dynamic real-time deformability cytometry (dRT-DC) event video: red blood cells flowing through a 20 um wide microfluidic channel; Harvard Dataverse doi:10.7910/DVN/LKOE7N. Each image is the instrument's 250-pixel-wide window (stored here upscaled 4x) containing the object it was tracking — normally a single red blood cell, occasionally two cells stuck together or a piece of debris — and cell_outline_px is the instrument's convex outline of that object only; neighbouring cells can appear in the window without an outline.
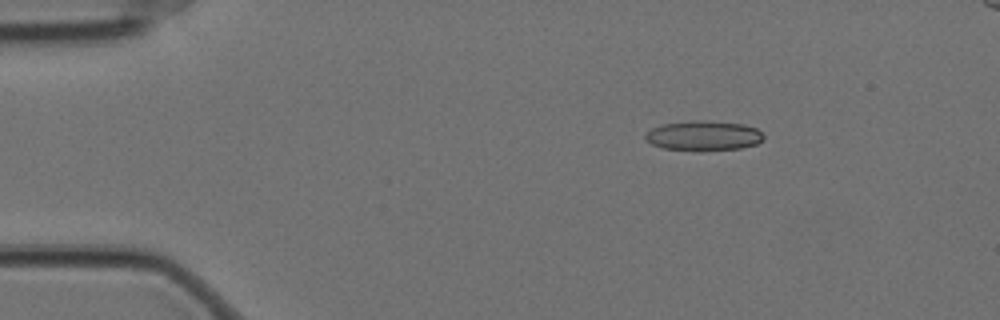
{"species": "Egyptian fruit bat (a non-hibernating species)", "species_latin": "Rousettus aegyptiacus", "temperature_condition": "cold", "stored_images_in_passage": 51, "segment_of_instrument_passage": [1, 2], "camera_frame_rate_fps": 3000, "um_per_image_px": 0.085, "animal": {"sex": "female"}, "frame": {"image": 1, "passage_image": 1, "time_ms": 0.0, "image_size_px": [1000, 320], "cell_outline_px": [[764, 140], [756, 144], [740, 148], [660, 148], [644, 140], [644, 136], [652, 128], [664, 124], [692, 120], [704, 120], [744, 124], [756, 128], [764, 136]], "centroid_in_image_um": [59.81, 11.49], "position_along_channel_um": 25.2, "area_um2": 19.83}}
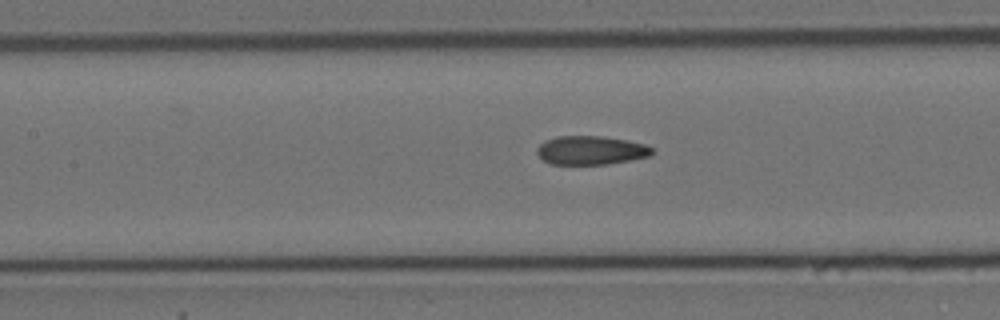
{"frame": {"image": 2, "passage_image": 18, "time_ms": 5.667, "image_size_px": [1000, 320], "cell_outline_px": [[652, 156], [632, 160], [608, 164], [552, 164], [544, 160], [536, 152], [536, 148], [544, 140], [556, 136], [604, 136], [628, 140], [644, 144], [652, 148]], "centroid_in_image_um": [50.23, 12.77], "position_along_channel_um": 157.2, "area_um2": 19.42}}
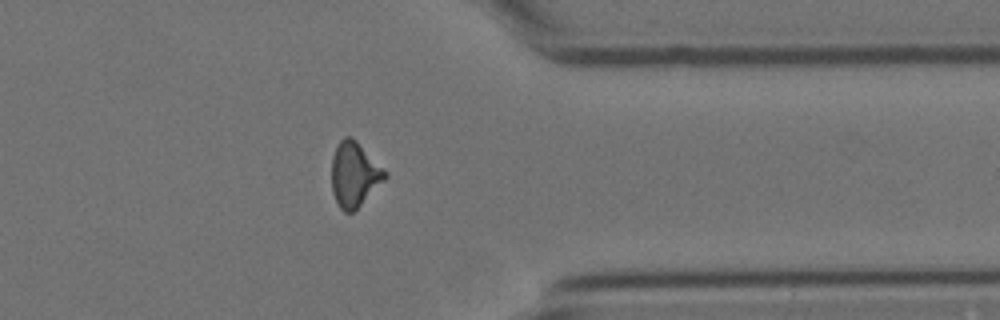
{"frame": {"image": 3, "passage_image": 38, "time_ms": 12.333, "image_size_px": [1000, 320], "cell_outline_px": [[388, 176], [352, 212], [344, 212], [340, 208], [332, 192], [332, 156], [340, 140], [344, 136], [352, 136], [388, 172]], "centroid_in_image_um": [30.12, 14.79], "position_along_channel_um": 381.3, "area_um2": 19.88}}